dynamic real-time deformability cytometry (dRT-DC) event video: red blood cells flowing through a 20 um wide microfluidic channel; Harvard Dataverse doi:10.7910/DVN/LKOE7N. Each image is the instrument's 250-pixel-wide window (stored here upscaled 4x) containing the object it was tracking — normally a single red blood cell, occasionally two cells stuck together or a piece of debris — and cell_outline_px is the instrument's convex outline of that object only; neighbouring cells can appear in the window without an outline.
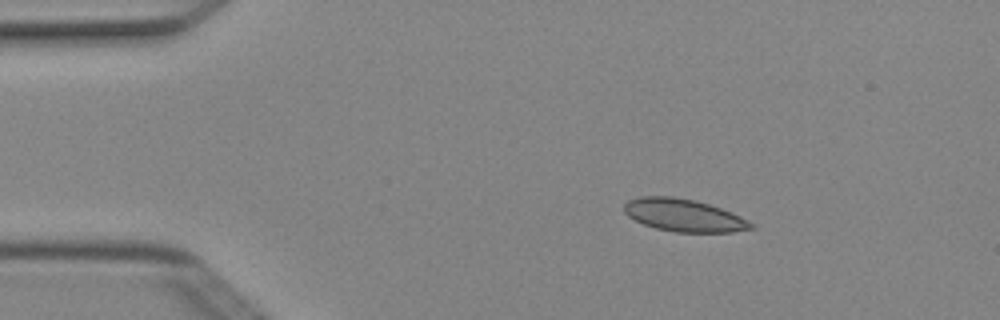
{"species": "Egyptian fruit bat (a non-hibernating species)", "species_latin": "Rousettus aegyptiacus", "temperature_condition": "cold", "stored_images_in_passage": 4, "camera_frame_rate_fps": 3000, "um_per_image_px": 0.085, "animal": {"sex": "female"}, "frame": {"image": 1, "passage_image": 1, "time_ms": 0.0, "image_size_px": [1000, 320], "cell_outline_px": [[756, 228], [732, 232], [676, 232], [656, 228], [644, 224], [628, 216], [624, 212], [624, 204], [628, 200], [640, 196], [672, 196], [696, 200], [732, 212], [756, 224]], "centroid_in_image_um": [58.15, 18.29], "position_along_channel_um": 26.8, "area_um2": 24.16}}
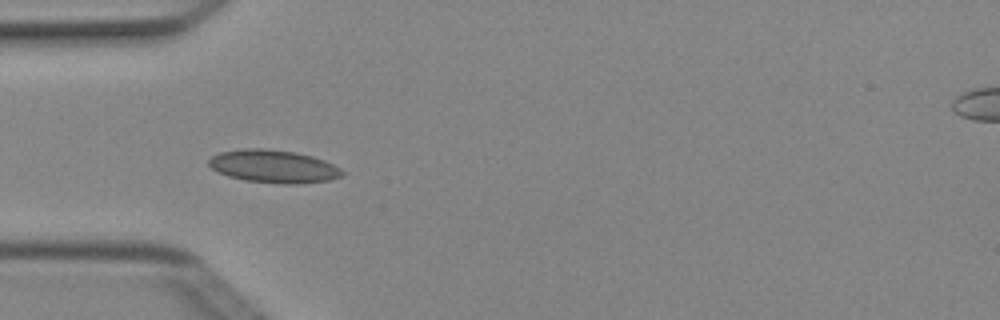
{"frame": {"image": 2, "passage_image": 3, "time_ms": 0.667, "image_size_px": [1000, 320], "cell_outline_px": [[344, 176], [328, 180], [300, 184], [284, 184], [244, 180], [228, 176], [216, 172], [208, 164], [208, 160], [212, 156], [220, 152], [244, 148], [260, 148], [296, 152], [312, 156], [324, 160], [340, 168], [344, 172]], "centroid_in_image_um": [23.25, 14.14], "position_along_channel_um": 61.8, "area_um2": 25.66}}
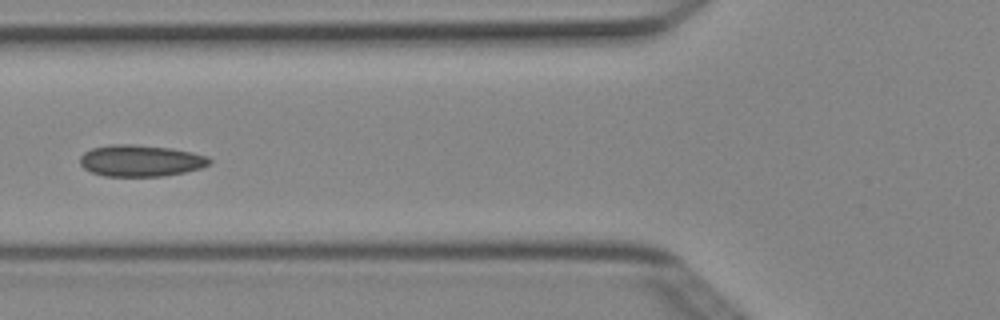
{"frame": {"image": 3, "passage_image": 4, "time_ms": 1.0, "image_size_px": [1000, 320], "cell_outline_px": [[212, 160], [208, 164], [200, 168], [184, 172], [164, 176], [104, 176], [92, 172], [84, 168], [80, 164], [80, 156], [84, 152], [92, 148], [108, 144], [136, 144], [172, 148], [192, 152], [208, 156]], "centroid_in_image_um": [11.94, 13.65], "position_along_channel_um": 113.9, "area_um2": 23.93}}